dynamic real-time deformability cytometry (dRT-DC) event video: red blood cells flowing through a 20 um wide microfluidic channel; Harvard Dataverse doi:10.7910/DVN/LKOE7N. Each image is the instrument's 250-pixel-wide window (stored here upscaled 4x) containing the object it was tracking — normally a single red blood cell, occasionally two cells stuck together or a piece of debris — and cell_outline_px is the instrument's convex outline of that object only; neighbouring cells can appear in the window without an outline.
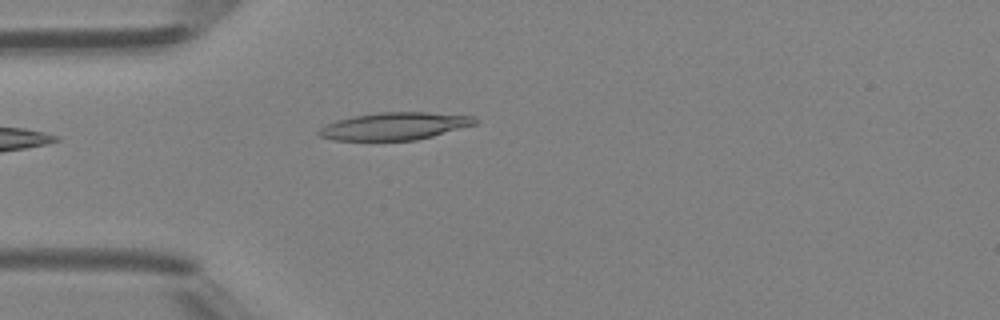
{"species": "Egyptian fruit bat (a non-hibernating species)", "species_latin": "Rousettus aegyptiacus", "temperature_condition": "room temperature", "stored_images_in_passage": 4, "camera_frame_rate_fps": 3000, "um_per_image_px": 0.085, "animal": {"sex": "female"}, "frame": {"image": 1, "passage_image": 4, "time_ms": 3.333, "image_size_px": [1000, 320], "cell_outline_px": [[480, 120], [476, 124], [432, 136], [416, 140], [332, 140], [320, 136], [316, 132], [320, 128], [336, 120], [352, 116], [380, 112], [428, 112], [476, 116]], "centroid_in_image_um": [33.57, 10.71], "position_along_channel_um": 51.4, "area_um2": 25.03}}